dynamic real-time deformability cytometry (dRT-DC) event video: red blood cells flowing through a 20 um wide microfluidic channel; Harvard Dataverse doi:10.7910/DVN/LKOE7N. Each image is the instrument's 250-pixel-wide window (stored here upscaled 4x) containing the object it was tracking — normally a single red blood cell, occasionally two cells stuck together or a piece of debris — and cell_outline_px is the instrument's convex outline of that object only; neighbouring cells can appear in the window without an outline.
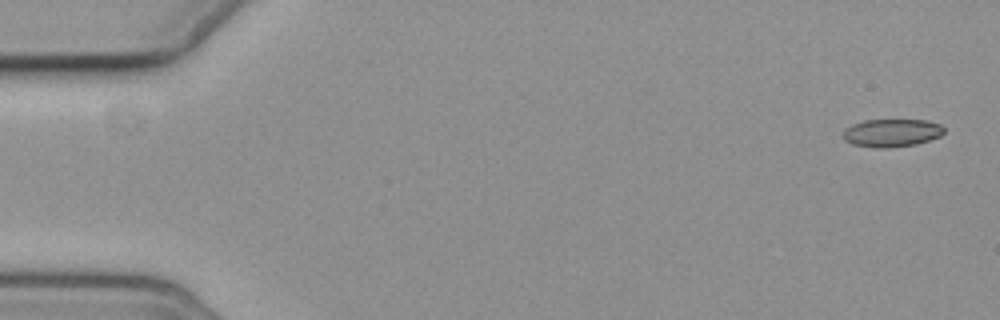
{"species": "common noctule bat (a hibernating species)", "species_latin": "Nyctalus noctula", "temperature_condition": "cold", "stored_images_in_passage": 4, "camera_frame_rate_fps": 3000, "um_per_image_px": 0.085, "animal": {"sex": "female", "body_mass_g": 19.3, "forearm_length_mm": 54.1}, "frame": {"image": 1, "passage_image": 1, "time_ms": 0.0, "image_size_px": [1000, 320], "cell_outline_px": [[944, 132], [940, 136], [916, 144], [888, 148], [872, 148], [852, 144], [844, 140], [844, 128], [852, 124], [864, 120], [928, 120], [940, 124], [944, 128]], "centroid_in_image_um": [75.78, 11.29], "position_along_channel_um": 9.2, "area_um2": 16.53}}